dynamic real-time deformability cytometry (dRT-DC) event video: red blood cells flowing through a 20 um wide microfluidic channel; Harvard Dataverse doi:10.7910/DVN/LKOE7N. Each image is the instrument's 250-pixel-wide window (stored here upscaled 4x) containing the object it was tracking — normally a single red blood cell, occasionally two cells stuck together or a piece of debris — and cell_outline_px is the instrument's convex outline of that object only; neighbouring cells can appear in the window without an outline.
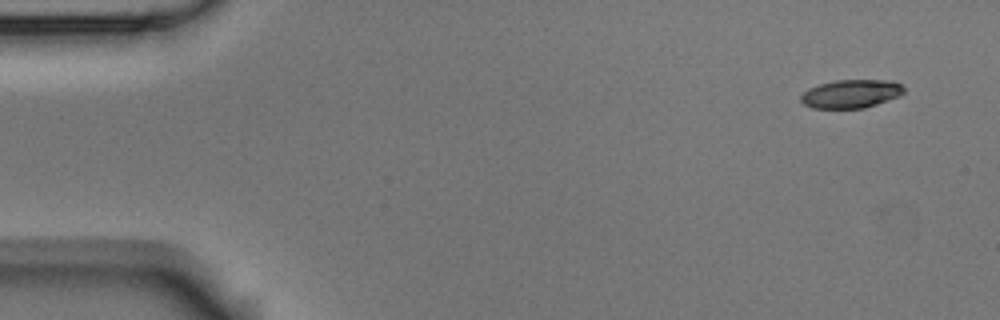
{"species": "Egyptian fruit bat (a non-hibernating species)", "species_latin": "Rousettus aegyptiacus", "temperature_condition": "room temperature", "stored_images_in_passage": 4, "camera_frame_rate_fps": 3000, "um_per_image_px": 0.085, "animal": {"sex": "male"}, "frame": {"image": 1, "passage_image": 1, "time_ms": 0.0, "image_size_px": [1000, 320], "cell_outline_px": [[904, 92], [900, 96], [864, 108], [812, 108], [804, 104], [800, 100], [800, 96], [808, 88], [820, 84], [836, 80], [892, 80], [900, 84], [904, 88]], "centroid_in_image_um": [72.34, 7.97], "position_along_channel_um": 12.7, "area_um2": 17.05}}
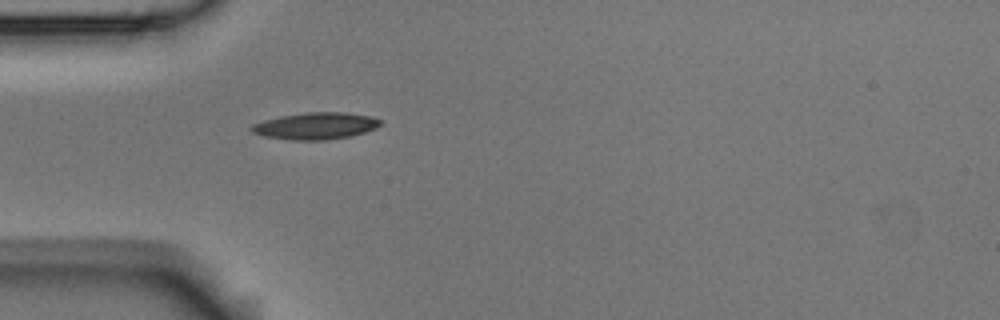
{"frame": {"image": 2, "passage_image": 4, "time_ms": 4.333, "image_size_px": [1000, 320], "cell_outline_px": [[380, 124], [376, 128], [364, 132], [348, 136], [324, 140], [292, 140], [264, 136], [252, 132], [248, 128], [252, 124], [264, 120], [280, 116], [304, 112], [344, 112], [372, 116], [380, 120]], "centroid_in_image_um": [26.79, 10.69], "position_along_channel_um": 58.2, "area_um2": 20.11}}